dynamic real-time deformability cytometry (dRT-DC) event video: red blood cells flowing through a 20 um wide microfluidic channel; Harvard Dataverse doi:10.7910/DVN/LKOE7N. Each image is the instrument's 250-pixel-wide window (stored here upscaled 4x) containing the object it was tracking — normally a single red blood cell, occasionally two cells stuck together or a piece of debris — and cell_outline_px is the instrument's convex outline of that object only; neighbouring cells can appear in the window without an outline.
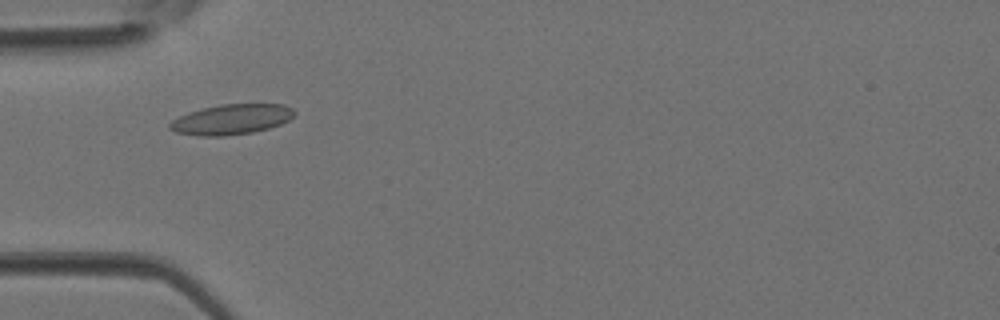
{"species": "Egyptian fruit bat (a non-hibernating species)", "species_latin": "Rousettus aegyptiacus", "temperature_condition": "room temperature", "stored_images_in_passage": 3, "camera_frame_rate_fps": 3000, "um_per_image_px": 0.085, "animal": {"sex": "female"}, "frame": {"image": 1, "passage_image": 3, "time_ms": 0.667, "image_size_px": [1000, 320], "cell_outline_px": [[296, 112], [288, 120], [280, 124], [268, 128], [252, 132], [224, 136], [200, 136], [176, 132], [168, 128], [168, 124], [172, 120], [188, 112], [220, 104], [284, 104], [292, 108]], "centroid_in_image_um": [19.66, 10.14], "position_along_channel_um": 65.3, "area_um2": 21.85}}